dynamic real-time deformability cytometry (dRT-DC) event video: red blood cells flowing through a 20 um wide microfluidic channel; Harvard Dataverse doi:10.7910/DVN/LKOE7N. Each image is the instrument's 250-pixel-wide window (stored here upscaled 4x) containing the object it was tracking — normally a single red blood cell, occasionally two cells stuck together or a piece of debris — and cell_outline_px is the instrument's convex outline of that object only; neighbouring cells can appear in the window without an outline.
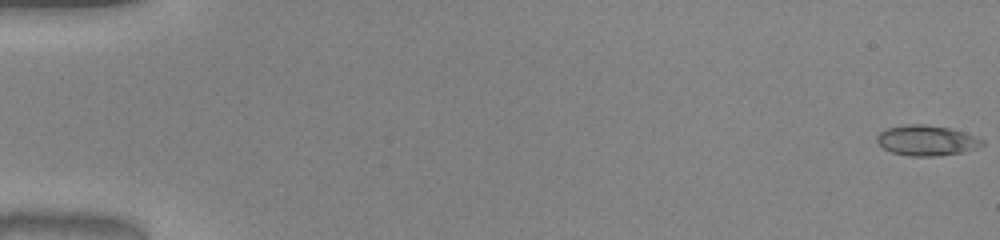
{"species": "common noctule bat (a hibernating species)", "species_latin": "Nyctalus noctula", "temperature_condition": "warm", "stored_images_in_passage": 52, "camera_frame_rate_fps": 3000, "um_per_image_px": 0.085, "animal": {"sex": "male", "body_mass_g": 20.0, "forearm_length_mm": 53.3}, "frame": {"image": 1, "passage_image": 1, "time_ms": 0.0, "image_size_px": [1000, 240], "cell_outline_px": [[984, 144], [976, 148], [964, 152], [936, 156], [908, 156], [892, 152], [884, 148], [876, 140], [876, 136], [880, 132], [888, 128], [904, 124], [924, 124], [952, 128], [984, 140]], "centroid_in_image_um": [78.76, 11.93], "position_along_channel_um": 6.2, "area_um2": 18.61}}
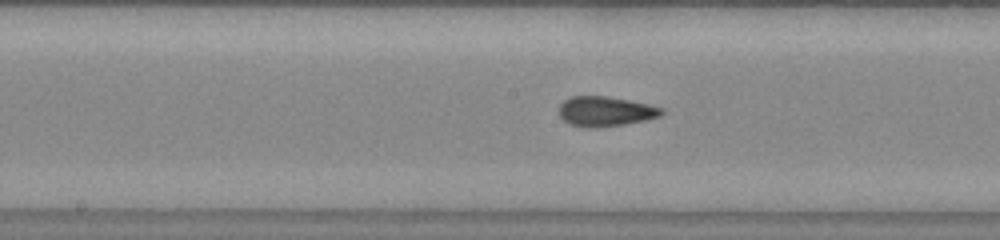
{"frame": {"image": 2, "passage_image": 28, "time_ms": 9.0, "image_size_px": [1000, 240], "cell_outline_px": [[664, 112], [660, 116], [644, 120], [624, 124], [592, 128], [588, 128], [568, 124], [560, 116], [560, 104], [564, 100], [572, 96], [608, 96], [648, 104], [664, 108]], "centroid_in_image_um": [51.46, 9.46], "position_along_channel_um": 196.7, "area_um2": 17.8}}
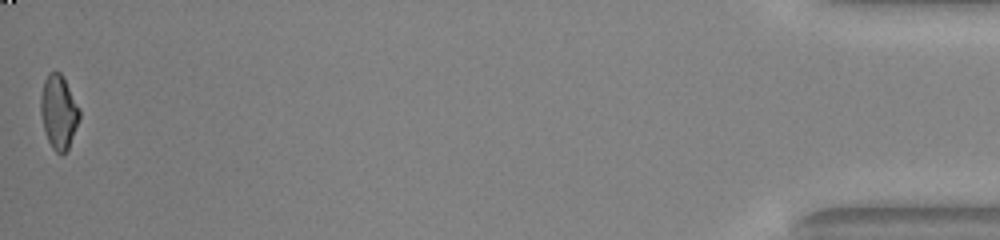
{"frame": {"image": 3, "passage_image": 52, "time_ms": 17.0, "image_size_px": [1000, 240], "cell_outline_px": [[80, 120], [68, 148], [60, 156], [52, 148], [48, 140], [44, 128], [40, 112], [40, 96], [44, 80], [48, 72], [60, 72], [64, 76], [80, 108]], "centroid_in_image_um": [5.0, 9.49], "position_along_channel_um": 430.2, "area_um2": 16.94}, "authors_computed_cell_mechanics": {"area_um2": 17.5134, "velocity_mm_per_s": 4.0638, "shape_relaxation_time_tau1_ms": null, "shape_relaxation_time_tau2_ms": 1.0487, "deformation_change_tau1": null, "deformation_change_tau2": 0.0571}}